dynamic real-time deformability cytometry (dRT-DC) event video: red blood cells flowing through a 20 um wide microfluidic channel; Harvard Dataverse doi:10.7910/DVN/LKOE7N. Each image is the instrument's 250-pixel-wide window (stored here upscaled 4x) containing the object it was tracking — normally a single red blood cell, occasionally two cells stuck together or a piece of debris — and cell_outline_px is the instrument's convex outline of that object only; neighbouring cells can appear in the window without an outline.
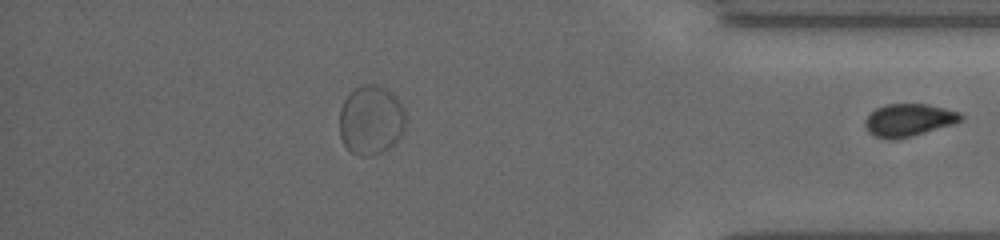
{"species": "common noctule bat (a hibernating species)", "species_latin": "Nyctalus noctula", "temperature_condition": "cold", "stored_images_in_passage": 53, "segment_of_instrument_passage": [2, 2], "camera_frame_rate_fps": 3000, "um_per_image_px": 0.085, "animal": {"sex": "female", "body_mass_g": 19.5, "forearm_length_mm": 54.1}, "frame": {"image": 1, "passage_image": 53, "time_ms": 17.333, "image_size_px": [1000, 240], "cell_outline_px": [[964, 116], [960, 120], [952, 124], [924, 132], [908, 136], [876, 136], [868, 132], [864, 124], [864, 120], [876, 108], [888, 104], [928, 104], [960, 112]], "centroid_in_image_um": [77.26, 10.15], "position_along_channel_um": 357.9, "area_um2": 17.34}}